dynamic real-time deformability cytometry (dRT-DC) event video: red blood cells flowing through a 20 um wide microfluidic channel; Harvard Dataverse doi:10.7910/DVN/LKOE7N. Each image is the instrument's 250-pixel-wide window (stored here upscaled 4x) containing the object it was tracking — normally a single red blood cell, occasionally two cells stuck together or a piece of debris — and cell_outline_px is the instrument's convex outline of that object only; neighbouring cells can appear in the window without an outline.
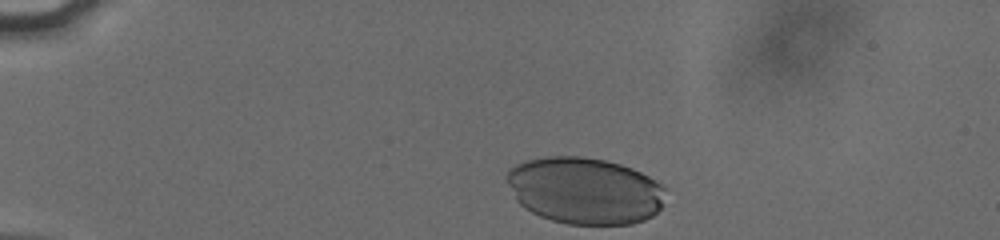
{"species": "human", "species_latin": "Homo sapiens", "temperature_condition": "cold", "stored_images_in_passage": 35, "camera_frame_rate_fps": 3000, "um_per_image_px": 0.085, "donor": {"sex": "male"}, "frame": {"image": 1, "passage_image": 1, "time_ms": 0.0, "image_size_px": [1000, 240], "cell_outline_px": [[668, 188], [660, 208], [652, 216], [644, 220], [632, 224], [568, 224], [552, 220], [540, 216], [524, 208], [516, 200], [508, 184], [508, 172], [516, 164], [528, 160], [544, 156], [580, 156], [604, 160], [620, 164], [632, 168], [648, 176]], "centroid_in_image_um": [49.73, 16.2], "position_along_channel_um": 35.3, "area_um2": 61.79}}